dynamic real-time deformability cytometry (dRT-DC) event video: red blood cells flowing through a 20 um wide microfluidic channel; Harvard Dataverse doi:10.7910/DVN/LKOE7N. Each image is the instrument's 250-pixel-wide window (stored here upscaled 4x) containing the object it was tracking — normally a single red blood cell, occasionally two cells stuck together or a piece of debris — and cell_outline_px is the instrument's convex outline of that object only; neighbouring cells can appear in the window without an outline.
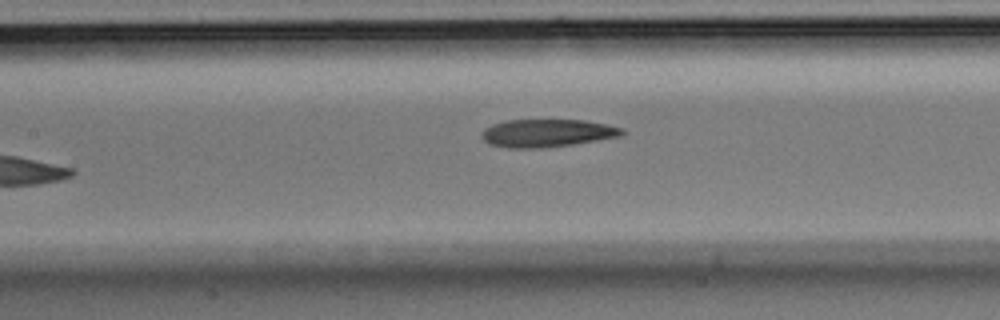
{"species": "Egyptian fruit bat (a non-hibernating species)", "species_latin": "Rousettus aegyptiacus", "temperature_condition": "room temperature", "stored_images_in_passage": 6, "camera_frame_rate_fps": 3000, "um_per_image_px": 0.085, "animal": {"sex": "male"}, "frame": {"image": 1, "passage_image": 6, "time_ms": 1.667, "image_size_px": [1000, 320], "cell_outline_px": [[624, 132], [620, 136], [572, 144], [540, 148], [508, 148], [488, 144], [484, 140], [484, 128], [492, 124], [508, 120], [584, 120], [624, 128]], "centroid_in_image_um": [46.49, 11.31], "position_along_channel_um": 160.9, "area_um2": 22.48}}